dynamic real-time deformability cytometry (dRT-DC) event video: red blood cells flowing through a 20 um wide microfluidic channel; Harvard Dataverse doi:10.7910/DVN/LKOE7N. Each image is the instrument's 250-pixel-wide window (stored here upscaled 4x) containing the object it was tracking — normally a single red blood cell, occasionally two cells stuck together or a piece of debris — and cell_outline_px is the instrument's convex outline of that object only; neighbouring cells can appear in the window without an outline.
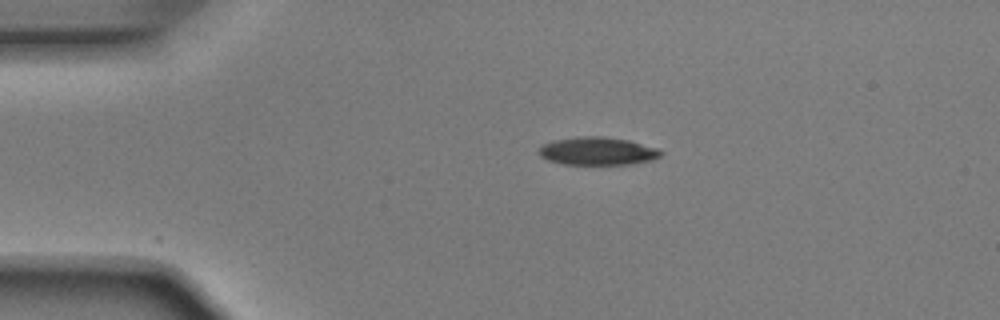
{"species": "Egyptian fruit bat (a non-hibernating species)", "species_latin": "Rousettus aegyptiacus", "temperature_condition": "room temperature", "stored_images_in_passage": 2, "camera_frame_rate_fps": 3000, "um_per_image_px": 0.085, "animal": {"sex": "male"}, "frame": {"image": 1, "passage_image": 1, "time_ms": 0.0, "image_size_px": [1000, 320], "cell_outline_px": [[664, 152], [660, 156], [652, 160], [632, 164], [564, 164], [548, 160], [540, 156], [536, 152], [544, 144], [552, 140], [576, 136], [604, 136], [628, 140], [656, 148]], "centroid_in_image_um": [50.76, 12.83], "position_along_channel_um": 34.2, "area_um2": 19.94}}